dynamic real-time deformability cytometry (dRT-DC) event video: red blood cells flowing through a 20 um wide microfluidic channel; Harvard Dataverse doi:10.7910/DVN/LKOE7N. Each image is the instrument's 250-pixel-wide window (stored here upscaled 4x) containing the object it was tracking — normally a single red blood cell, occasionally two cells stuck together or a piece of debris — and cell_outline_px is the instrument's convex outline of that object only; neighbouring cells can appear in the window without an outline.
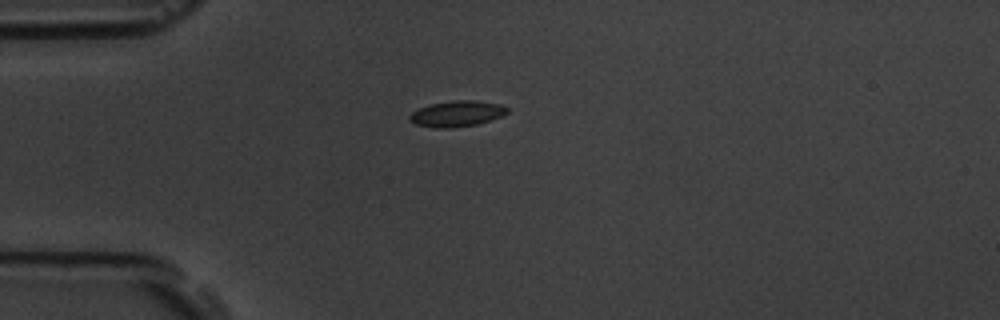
{"species": "common noctule bat (a hibernating species)", "species_latin": "Nyctalus noctula", "temperature_condition": "room temperature", "stored_images_in_passage": 6, "camera_frame_rate_fps": 3000, "um_per_image_px": 0.085, "animal": {"sex": "male", "body_mass_g": 19.5, "forearm_length_mm": 54.6}, "frame": {"image": 1, "passage_image": 1, "time_ms": 0.0, "image_size_px": [1000, 320], "cell_outline_px": [[508, 112], [500, 116], [476, 124], [448, 128], [436, 128], [416, 124], [408, 120], [408, 116], [412, 112], [420, 108], [432, 104], [452, 100], [476, 100], [500, 104], [508, 108]], "centroid_in_image_um": [38.81, 9.65], "position_along_channel_um": 46.2, "area_um2": 14.51}}
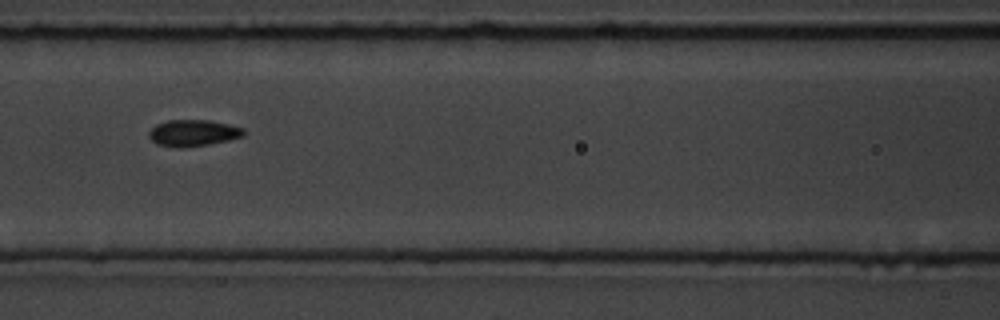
{"frame": {"image": 2, "passage_image": 4, "time_ms": 3.333, "image_size_px": [1000, 320], "cell_outline_px": [[244, 136], [228, 140], [208, 144], [180, 148], [176, 148], [156, 144], [148, 136], [148, 132], [156, 124], [168, 120], [208, 120], [228, 124], [244, 128]], "centroid_in_image_um": [16.39, 11.3], "position_along_channel_um": 150.2, "area_um2": 14.62}}
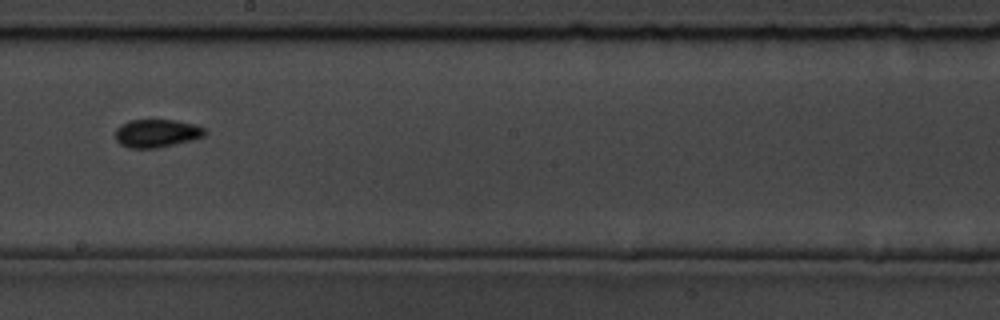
{"frame": {"image": 3, "passage_image": 6, "time_ms": 5.667, "image_size_px": [1000, 320], "cell_outline_px": [[208, 132], [204, 136], [192, 140], [156, 148], [128, 148], [120, 144], [116, 140], [116, 128], [120, 124], [128, 120], [176, 120], [192, 124], [204, 128]], "centroid_in_image_um": [13.3, 11.33], "position_along_channel_um": 234.9, "area_um2": 14.68}}